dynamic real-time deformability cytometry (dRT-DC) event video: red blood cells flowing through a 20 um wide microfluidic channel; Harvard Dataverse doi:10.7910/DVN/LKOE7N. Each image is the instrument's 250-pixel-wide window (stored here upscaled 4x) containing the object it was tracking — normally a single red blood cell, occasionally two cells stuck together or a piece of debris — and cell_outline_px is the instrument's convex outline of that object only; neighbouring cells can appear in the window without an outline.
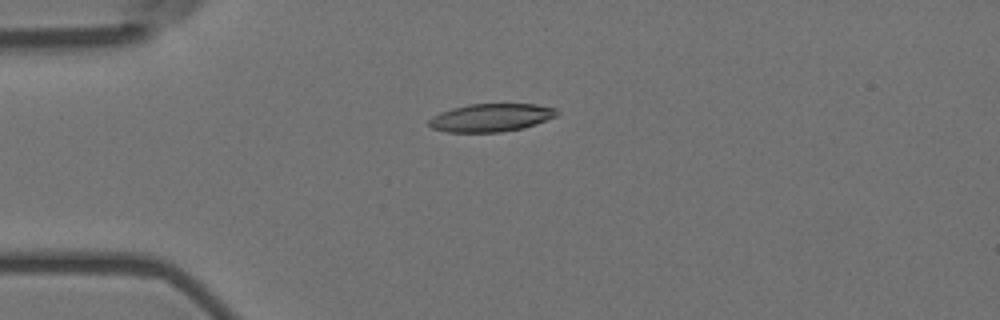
{"species": "Egyptian fruit bat (a non-hibernating species)", "species_latin": "Rousettus aegyptiacus", "temperature_condition": "room temperature", "stored_images_in_passage": 15, "camera_frame_rate_fps": 3000, "um_per_image_px": 0.085, "animal": {"sex": "female"}, "frame": {"image": 1, "passage_image": 4, "time_ms": 1.0, "image_size_px": [1000, 320], "cell_outline_px": [[560, 112], [556, 116], [536, 124], [524, 128], [500, 132], [448, 132], [432, 128], [428, 124], [428, 120], [432, 116], [440, 112], [452, 108], [468, 104], [536, 104], [556, 108]], "centroid_in_image_um": [41.74, 9.99], "position_along_channel_um": 43.3, "area_um2": 20.98}}
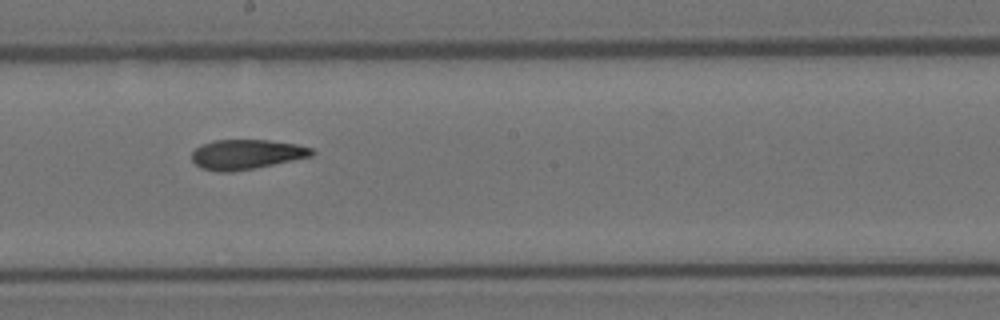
{"frame": {"image": 2, "passage_image": 9, "time_ms": 2.667, "image_size_px": [1000, 320], "cell_outline_px": [[316, 152], [312, 156], [256, 168], [232, 172], [216, 172], [200, 168], [192, 160], [192, 152], [200, 144], [212, 140], [268, 140], [296, 144], [312, 148]], "centroid_in_image_um": [20.92, 13.12], "position_along_channel_um": 227.3, "area_um2": 21.04}}
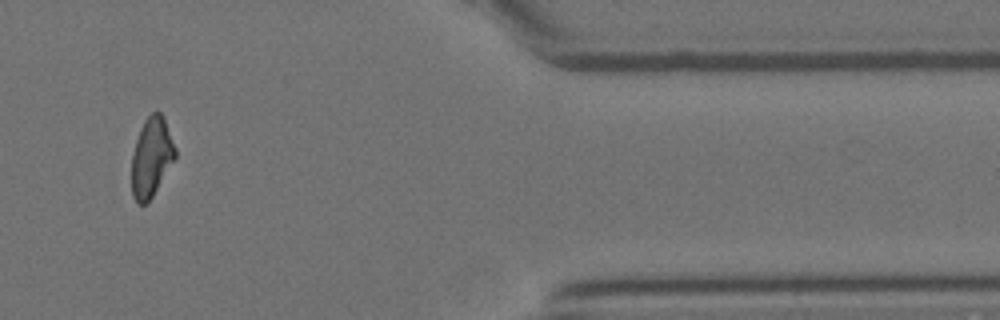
{"frame": {"image": 3, "passage_image": 13, "time_ms": 4.0, "image_size_px": [1000, 320], "cell_outline_px": [[176, 156], [152, 196], [144, 204], [136, 204], [132, 196], [132, 156], [136, 140], [140, 128], [144, 120], [156, 108], [164, 116], [176, 148]], "centroid_in_image_um": [12.87, 13.31], "position_along_channel_um": 398.5, "area_um2": 20.11}}